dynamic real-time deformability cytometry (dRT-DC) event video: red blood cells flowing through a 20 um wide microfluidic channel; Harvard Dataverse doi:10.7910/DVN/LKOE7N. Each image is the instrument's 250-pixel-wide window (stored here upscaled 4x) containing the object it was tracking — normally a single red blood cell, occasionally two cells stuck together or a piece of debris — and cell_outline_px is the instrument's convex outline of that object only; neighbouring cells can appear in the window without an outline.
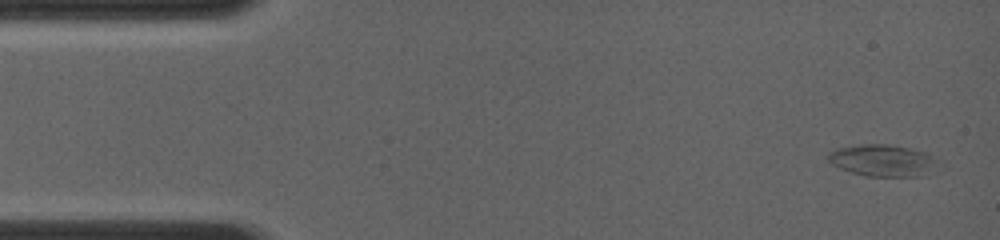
{"species": "common noctule bat (a hibernating species)", "species_latin": "Nyctalus noctula", "temperature_condition": "room temperature", "stored_images_in_passage": 6, "camera_frame_rate_fps": 4000, "um_per_image_px": 0.085, "animal": {"sex": "female", "body_mass_g": 19.0, "forearm_length_mm": 56.7}, "frame": {"image": 1, "passage_image": 1, "time_ms": 0.0, "image_size_px": [1000, 240], "cell_outline_px": [[948, 164], [924, 176], [864, 176], [840, 168], [832, 164], [828, 160], [828, 152], [836, 148], [860, 144], [884, 144], [908, 148], [924, 152], [944, 160]], "centroid_in_image_um": [75.18, 13.65], "position_along_channel_um": 9.8, "area_um2": 21.04}}